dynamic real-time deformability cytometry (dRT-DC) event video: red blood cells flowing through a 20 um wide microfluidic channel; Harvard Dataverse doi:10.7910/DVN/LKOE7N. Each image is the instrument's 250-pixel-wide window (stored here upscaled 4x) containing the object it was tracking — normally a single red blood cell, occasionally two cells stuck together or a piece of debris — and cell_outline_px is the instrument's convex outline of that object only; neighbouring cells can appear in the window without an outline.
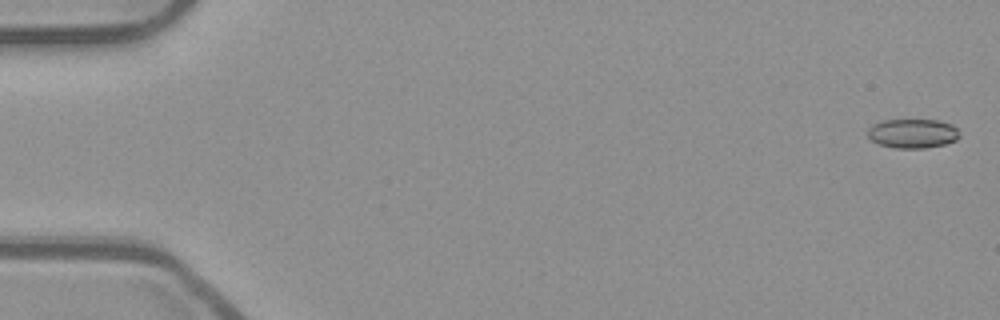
{"species": "common noctule bat (a hibernating species)", "species_latin": "Nyctalus noctula", "temperature_condition": "room temperature", "stored_images_in_passage": 54, "camera_frame_rate_fps": 3000, "um_per_image_px": 0.085, "animal": {"sex": "male", "body_mass_g": 23.1, "forearm_length_mm": 52.7}, "frame": {"image": 1, "passage_image": 2, "time_ms": 0.333, "image_size_px": [1000, 320], "cell_outline_px": [[960, 136], [956, 140], [944, 144], [924, 148], [896, 148], [880, 144], [872, 140], [868, 136], [868, 128], [872, 124], [884, 120], [936, 120], [952, 124], [956, 128]], "centroid_in_image_um": [77.57, 11.34], "position_along_channel_um": 7.4, "area_um2": 15.55}}
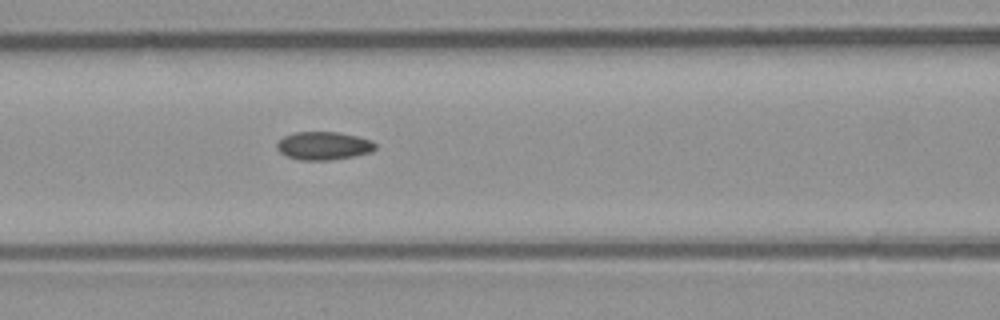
{"frame": {"image": 2, "passage_image": 24, "time_ms": 7.667, "image_size_px": [1000, 320], "cell_outline_px": [[376, 148], [372, 152], [332, 160], [300, 160], [288, 156], [280, 152], [276, 148], [276, 144], [284, 136], [296, 132], [336, 132], [356, 136], [372, 140], [376, 144]], "centroid_in_image_um": [27.52, 12.39], "position_along_channel_um": 139.1, "area_um2": 16.07}}
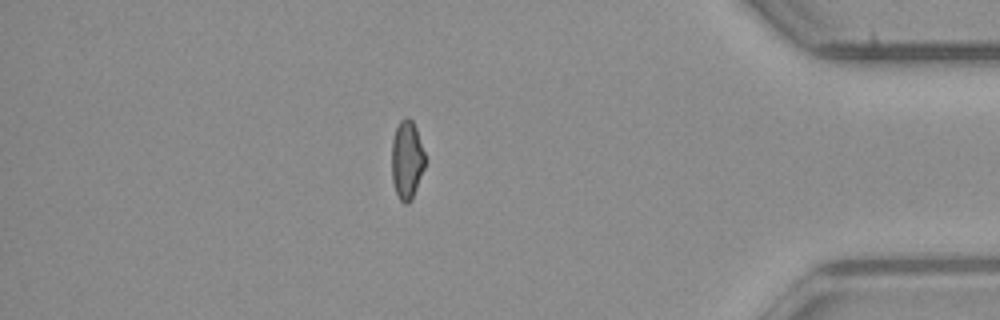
{"frame": {"image": 3, "passage_image": 47, "time_ms": 15.333, "image_size_px": [1000, 320], "cell_outline_px": [[424, 168], [412, 200], [408, 204], [404, 204], [400, 200], [396, 192], [392, 180], [392, 140], [396, 128], [400, 120], [404, 116], [408, 116], [412, 120], [416, 128], [424, 152]], "centroid_in_image_um": [34.57, 13.58], "position_along_channel_um": 400.6, "area_um2": 15.26}, "authors_computed_cell_mechanics": {"area_um2": 15.7505, "velocity_mm_per_s": 3.9181, "shape_relaxation_time_tau1_ms": null, "shape_relaxation_time_tau2_ms": 3.9903, "deformation_change_tau1": null, "deformation_change_tau2": 0.0783}}